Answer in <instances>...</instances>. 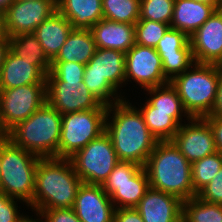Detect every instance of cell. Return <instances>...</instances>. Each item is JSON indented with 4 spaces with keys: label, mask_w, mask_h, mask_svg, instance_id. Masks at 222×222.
Listing matches in <instances>:
<instances>
[{
    "label": "cell",
    "mask_w": 222,
    "mask_h": 222,
    "mask_svg": "<svg viewBox=\"0 0 222 222\" xmlns=\"http://www.w3.org/2000/svg\"><path fill=\"white\" fill-rule=\"evenodd\" d=\"M197 197L208 203L222 205V168L212 181L197 193Z\"/></svg>",
    "instance_id": "36"
},
{
    "label": "cell",
    "mask_w": 222,
    "mask_h": 222,
    "mask_svg": "<svg viewBox=\"0 0 222 222\" xmlns=\"http://www.w3.org/2000/svg\"><path fill=\"white\" fill-rule=\"evenodd\" d=\"M69 159L81 181L95 185H103L120 162L106 132L90 141Z\"/></svg>",
    "instance_id": "9"
},
{
    "label": "cell",
    "mask_w": 222,
    "mask_h": 222,
    "mask_svg": "<svg viewBox=\"0 0 222 222\" xmlns=\"http://www.w3.org/2000/svg\"><path fill=\"white\" fill-rule=\"evenodd\" d=\"M56 11L57 0H15L5 11V27L8 37L33 33Z\"/></svg>",
    "instance_id": "13"
},
{
    "label": "cell",
    "mask_w": 222,
    "mask_h": 222,
    "mask_svg": "<svg viewBox=\"0 0 222 222\" xmlns=\"http://www.w3.org/2000/svg\"><path fill=\"white\" fill-rule=\"evenodd\" d=\"M139 83L145 89L168 83L162 61L155 48L134 44L125 53V81Z\"/></svg>",
    "instance_id": "12"
},
{
    "label": "cell",
    "mask_w": 222,
    "mask_h": 222,
    "mask_svg": "<svg viewBox=\"0 0 222 222\" xmlns=\"http://www.w3.org/2000/svg\"><path fill=\"white\" fill-rule=\"evenodd\" d=\"M182 202L174 195L150 187L135 209L144 222H182Z\"/></svg>",
    "instance_id": "19"
},
{
    "label": "cell",
    "mask_w": 222,
    "mask_h": 222,
    "mask_svg": "<svg viewBox=\"0 0 222 222\" xmlns=\"http://www.w3.org/2000/svg\"><path fill=\"white\" fill-rule=\"evenodd\" d=\"M84 72V64L68 61H51V68L46 76V82L79 84V82L83 81Z\"/></svg>",
    "instance_id": "32"
},
{
    "label": "cell",
    "mask_w": 222,
    "mask_h": 222,
    "mask_svg": "<svg viewBox=\"0 0 222 222\" xmlns=\"http://www.w3.org/2000/svg\"><path fill=\"white\" fill-rule=\"evenodd\" d=\"M73 27L58 10L42 22L33 32L45 54L52 61L59 53Z\"/></svg>",
    "instance_id": "22"
},
{
    "label": "cell",
    "mask_w": 222,
    "mask_h": 222,
    "mask_svg": "<svg viewBox=\"0 0 222 222\" xmlns=\"http://www.w3.org/2000/svg\"><path fill=\"white\" fill-rule=\"evenodd\" d=\"M197 63L222 65V13H214L189 37Z\"/></svg>",
    "instance_id": "17"
},
{
    "label": "cell",
    "mask_w": 222,
    "mask_h": 222,
    "mask_svg": "<svg viewBox=\"0 0 222 222\" xmlns=\"http://www.w3.org/2000/svg\"><path fill=\"white\" fill-rule=\"evenodd\" d=\"M222 154L218 151L191 163L193 190L198 193L219 173Z\"/></svg>",
    "instance_id": "31"
},
{
    "label": "cell",
    "mask_w": 222,
    "mask_h": 222,
    "mask_svg": "<svg viewBox=\"0 0 222 222\" xmlns=\"http://www.w3.org/2000/svg\"><path fill=\"white\" fill-rule=\"evenodd\" d=\"M115 209L102 185L81 184L73 207L81 222H113Z\"/></svg>",
    "instance_id": "18"
},
{
    "label": "cell",
    "mask_w": 222,
    "mask_h": 222,
    "mask_svg": "<svg viewBox=\"0 0 222 222\" xmlns=\"http://www.w3.org/2000/svg\"><path fill=\"white\" fill-rule=\"evenodd\" d=\"M172 141L190 163L217 152L213 132L204 118L181 124Z\"/></svg>",
    "instance_id": "15"
},
{
    "label": "cell",
    "mask_w": 222,
    "mask_h": 222,
    "mask_svg": "<svg viewBox=\"0 0 222 222\" xmlns=\"http://www.w3.org/2000/svg\"><path fill=\"white\" fill-rule=\"evenodd\" d=\"M144 168L151 188L181 201L197 196L193 190L191 163L172 140L158 141Z\"/></svg>",
    "instance_id": "3"
},
{
    "label": "cell",
    "mask_w": 222,
    "mask_h": 222,
    "mask_svg": "<svg viewBox=\"0 0 222 222\" xmlns=\"http://www.w3.org/2000/svg\"><path fill=\"white\" fill-rule=\"evenodd\" d=\"M45 102H47L46 84L0 89V117L3 127L9 132Z\"/></svg>",
    "instance_id": "11"
},
{
    "label": "cell",
    "mask_w": 222,
    "mask_h": 222,
    "mask_svg": "<svg viewBox=\"0 0 222 222\" xmlns=\"http://www.w3.org/2000/svg\"><path fill=\"white\" fill-rule=\"evenodd\" d=\"M62 115L45 102L30 117L8 132L16 146L40 158H59Z\"/></svg>",
    "instance_id": "4"
},
{
    "label": "cell",
    "mask_w": 222,
    "mask_h": 222,
    "mask_svg": "<svg viewBox=\"0 0 222 222\" xmlns=\"http://www.w3.org/2000/svg\"><path fill=\"white\" fill-rule=\"evenodd\" d=\"M14 200L18 199L0 193V222H27L30 219L18 213V206Z\"/></svg>",
    "instance_id": "35"
},
{
    "label": "cell",
    "mask_w": 222,
    "mask_h": 222,
    "mask_svg": "<svg viewBox=\"0 0 222 222\" xmlns=\"http://www.w3.org/2000/svg\"><path fill=\"white\" fill-rule=\"evenodd\" d=\"M107 109L83 110L62 115L59 158L69 159L105 132Z\"/></svg>",
    "instance_id": "8"
},
{
    "label": "cell",
    "mask_w": 222,
    "mask_h": 222,
    "mask_svg": "<svg viewBox=\"0 0 222 222\" xmlns=\"http://www.w3.org/2000/svg\"><path fill=\"white\" fill-rule=\"evenodd\" d=\"M135 44L156 48L159 40L170 28L169 24L139 19L135 24Z\"/></svg>",
    "instance_id": "33"
},
{
    "label": "cell",
    "mask_w": 222,
    "mask_h": 222,
    "mask_svg": "<svg viewBox=\"0 0 222 222\" xmlns=\"http://www.w3.org/2000/svg\"><path fill=\"white\" fill-rule=\"evenodd\" d=\"M47 102L61 115L91 109H107L86 87L85 83L46 82Z\"/></svg>",
    "instance_id": "14"
},
{
    "label": "cell",
    "mask_w": 222,
    "mask_h": 222,
    "mask_svg": "<svg viewBox=\"0 0 222 222\" xmlns=\"http://www.w3.org/2000/svg\"><path fill=\"white\" fill-rule=\"evenodd\" d=\"M113 222H144L135 208L115 209Z\"/></svg>",
    "instance_id": "39"
},
{
    "label": "cell",
    "mask_w": 222,
    "mask_h": 222,
    "mask_svg": "<svg viewBox=\"0 0 222 222\" xmlns=\"http://www.w3.org/2000/svg\"><path fill=\"white\" fill-rule=\"evenodd\" d=\"M216 9L213 4L194 0H175L170 27L190 37Z\"/></svg>",
    "instance_id": "23"
},
{
    "label": "cell",
    "mask_w": 222,
    "mask_h": 222,
    "mask_svg": "<svg viewBox=\"0 0 222 222\" xmlns=\"http://www.w3.org/2000/svg\"><path fill=\"white\" fill-rule=\"evenodd\" d=\"M218 10L222 13V3H221V5L218 7Z\"/></svg>",
    "instance_id": "48"
},
{
    "label": "cell",
    "mask_w": 222,
    "mask_h": 222,
    "mask_svg": "<svg viewBox=\"0 0 222 222\" xmlns=\"http://www.w3.org/2000/svg\"><path fill=\"white\" fill-rule=\"evenodd\" d=\"M9 50L17 57L32 61V64L36 65L46 76L50 72L51 60L33 33L10 37Z\"/></svg>",
    "instance_id": "27"
},
{
    "label": "cell",
    "mask_w": 222,
    "mask_h": 222,
    "mask_svg": "<svg viewBox=\"0 0 222 222\" xmlns=\"http://www.w3.org/2000/svg\"><path fill=\"white\" fill-rule=\"evenodd\" d=\"M8 140V131L3 127L2 120L0 117V143Z\"/></svg>",
    "instance_id": "43"
},
{
    "label": "cell",
    "mask_w": 222,
    "mask_h": 222,
    "mask_svg": "<svg viewBox=\"0 0 222 222\" xmlns=\"http://www.w3.org/2000/svg\"><path fill=\"white\" fill-rule=\"evenodd\" d=\"M209 116H222V65H219V82L216 99Z\"/></svg>",
    "instance_id": "40"
},
{
    "label": "cell",
    "mask_w": 222,
    "mask_h": 222,
    "mask_svg": "<svg viewBox=\"0 0 222 222\" xmlns=\"http://www.w3.org/2000/svg\"><path fill=\"white\" fill-rule=\"evenodd\" d=\"M102 186L116 209L135 208L150 188L144 167L132 162L121 161Z\"/></svg>",
    "instance_id": "10"
},
{
    "label": "cell",
    "mask_w": 222,
    "mask_h": 222,
    "mask_svg": "<svg viewBox=\"0 0 222 222\" xmlns=\"http://www.w3.org/2000/svg\"><path fill=\"white\" fill-rule=\"evenodd\" d=\"M128 102L122 99L108 106L105 132L119 161L144 167L158 139L149 131L140 110Z\"/></svg>",
    "instance_id": "1"
},
{
    "label": "cell",
    "mask_w": 222,
    "mask_h": 222,
    "mask_svg": "<svg viewBox=\"0 0 222 222\" xmlns=\"http://www.w3.org/2000/svg\"><path fill=\"white\" fill-rule=\"evenodd\" d=\"M155 49L160 55L163 73L169 82L195 63L189 37L177 29L170 27Z\"/></svg>",
    "instance_id": "16"
},
{
    "label": "cell",
    "mask_w": 222,
    "mask_h": 222,
    "mask_svg": "<svg viewBox=\"0 0 222 222\" xmlns=\"http://www.w3.org/2000/svg\"><path fill=\"white\" fill-rule=\"evenodd\" d=\"M218 82L219 65L197 62L170 81L191 118L209 116L216 99Z\"/></svg>",
    "instance_id": "5"
},
{
    "label": "cell",
    "mask_w": 222,
    "mask_h": 222,
    "mask_svg": "<svg viewBox=\"0 0 222 222\" xmlns=\"http://www.w3.org/2000/svg\"><path fill=\"white\" fill-rule=\"evenodd\" d=\"M38 219H33V218H30L27 222H41V221H37Z\"/></svg>",
    "instance_id": "46"
},
{
    "label": "cell",
    "mask_w": 222,
    "mask_h": 222,
    "mask_svg": "<svg viewBox=\"0 0 222 222\" xmlns=\"http://www.w3.org/2000/svg\"><path fill=\"white\" fill-rule=\"evenodd\" d=\"M90 30L97 48L114 49L126 53L135 44L134 24L102 18Z\"/></svg>",
    "instance_id": "21"
},
{
    "label": "cell",
    "mask_w": 222,
    "mask_h": 222,
    "mask_svg": "<svg viewBox=\"0 0 222 222\" xmlns=\"http://www.w3.org/2000/svg\"><path fill=\"white\" fill-rule=\"evenodd\" d=\"M140 107L145 124L158 141L172 140L182 123L183 112L155 111L148 101ZM181 120V121H180Z\"/></svg>",
    "instance_id": "26"
},
{
    "label": "cell",
    "mask_w": 222,
    "mask_h": 222,
    "mask_svg": "<svg viewBox=\"0 0 222 222\" xmlns=\"http://www.w3.org/2000/svg\"><path fill=\"white\" fill-rule=\"evenodd\" d=\"M39 215L45 219L41 222H81L73 208L45 209Z\"/></svg>",
    "instance_id": "37"
},
{
    "label": "cell",
    "mask_w": 222,
    "mask_h": 222,
    "mask_svg": "<svg viewBox=\"0 0 222 222\" xmlns=\"http://www.w3.org/2000/svg\"><path fill=\"white\" fill-rule=\"evenodd\" d=\"M0 36H8L5 27V11L0 9Z\"/></svg>",
    "instance_id": "42"
},
{
    "label": "cell",
    "mask_w": 222,
    "mask_h": 222,
    "mask_svg": "<svg viewBox=\"0 0 222 222\" xmlns=\"http://www.w3.org/2000/svg\"><path fill=\"white\" fill-rule=\"evenodd\" d=\"M194 1L203 2L206 4H213L217 9L222 3V0H194Z\"/></svg>",
    "instance_id": "45"
},
{
    "label": "cell",
    "mask_w": 222,
    "mask_h": 222,
    "mask_svg": "<svg viewBox=\"0 0 222 222\" xmlns=\"http://www.w3.org/2000/svg\"><path fill=\"white\" fill-rule=\"evenodd\" d=\"M145 91L149 92L152 96L147 101L155 107V111L184 112V116H187L186 120L189 121L191 119L187 114L175 87L170 82L145 89Z\"/></svg>",
    "instance_id": "29"
},
{
    "label": "cell",
    "mask_w": 222,
    "mask_h": 222,
    "mask_svg": "<svg viewBox=\"0 0 222 222\" xmlns=\"http://www.w3.org/2000/svg\"><path fill=\"white\" fill-rule=\"evenodd\" d=\"M175 0H140V17L155 22L171 24Z\"/></svg>",
    "instance_id": "34"
},
{
    "label": "cell",
    "mask_w": 222,
    "mask_h": 222,
    "mask_svg": "<svg viewBox=\"0 0 222 222\" xmlns=\"http://www.w3.org/2000/svg\"><path fill=\"white\" fill-rule=\"evenodd\" d=\"M83 82L103 105L110 106L121 101L123 97L117 95V90L120 84L122 87V83H126L125 53L114 49L97 48L85 65Z\"/></svg>",
    "instance_id": "7"
},
{
    "label": "cell",
    "mask_w": 222,
    "mask_h": 222,
    "mask_svg": "<svg viewBox=\"0 0 222 222\" xmlns=\"http://www.w3.org/2000/svg\"><path fill=\"white\" fill-rule=\"evenodd\" d=\"M103 18L135 24L140 17V0H102Z\"/></svg>",
    "instance_id": "30"
},
{
    "label": "cell",
    "mask_w": 222,
    "mask_h": 222,
    "mask_svg": "<svg viewBox=\"0 0 222 222\" xmlns=\"http://www.w3.org/2000/svg\"><path fill=\"white\" fill-rule=\"evenodd\" d=\"M30 84H46V75L32 61L7 51L0 69V89Z\"/></svg>",
    "instance_id": "20"
},
{
    "label": "cell",
    "mask_w": 222,
    "mask_h": 222,
    "mask_svg": "<svg viewBox=\"0 0 222 222\" xmlns=\"http://www.w3.org/2000/svg\"><path fill=\"white\" fill-rule=\"evenodd\" d=\"M91 30L72 29L59 53L52 61L77 62L86 65L96 52Z\"/></svg>",
    "instance_id": "25"
},
{
    "label": "cell",
    "mask_w": 222,
    "mask_h": 222,
    "mask_svg": "<svg viewBox=\"0 0 222 222\" xmlns=\"http://www.w3.org/2000/svg\"><path fill=\"white\" fill-rule=\"evenodd\" d=\"M0 171H1V143H0Z\"/></svg>",
    "instance_id": "47"
},
{
    "label": "cell",
    "mask_w": 222,
    "mask_h": 222,
    "mask_svg": "<svg viewBox=\"0 0 222 222\" xmlns=\"http://www.w3.org/2000/svg\"><path fill=\"white\" fill-rule=\"evenodd\" d=\"M9 39L8 36H0V69L3 65L5 55L9 50Z\"/></svg>",
    "instance_id": "41"
},
{
    "label": "cell",
    "mask_w": 222,
    "mask_h": 222,
    "mask_svg": "<svg viewBox=\"0 0 222 222\" xmlns=\"http://www.w3.org/2000/svg\"><path fill=\"white\" fill-rule=\"evenodd\" d=\"M182 222H222V205L194 196L182 202Z\"/></svg>",
    "instance_id": "28"
},
{
    "label": "cell",
    "mask_w": 222,
    "mask_h": 222,
    "mask_svg": "<svg viewBox=\"0 0 222 222\" xmlns=\"http://www.w3.org/2000/svg\"><path fill=\"white\" fill-rule=\"evenodd\" d=\"M15 0H0V9L6 11Z\"/></svg>",
    "instance_id": "44"
},
{
    "label": "cell",
    "mask_w": 222,
    "mask_h": 222,
    "mask_svg": "<svg viewBox=\"0 0 222 222\" xmlns=\"http://www.w3.org/2000/svg\"><path fill=\"white\" fill-rule=\"evenodd\" d=\"M83 182L75 173L70 159L40 158L35 172L32 209L73 208Z\"/></svg>",
    "instance_id": "2"
},
{
    "label": "cell",
    "mask_w": 222,
    "mask_h": 222,
    "mask_svg": "<svg viewBox=\"0 0 222 222\" xmlns=\"http://www.w3.org/2000/svg\"><path fill=\"white\" fill-rule=\"evenodd\" d=\"M39 159L9 139L1 143L0 193L22 200L32 208Z\"/></svg>",
    "instance_id": "6"
},
{
    "label": "cell",
    "mask_w": 222,
    "mask_h": 222,
    "mask_svg": "<svg viewBox=\"0 0 222 222\" xmlns=\"http://www.w3.org/2000/svg\"><path fill=\"white\" fill-rule=\"evenodd\" d=\"M204 119L213 132L217 151L222 154V116H206Z\"/></svg>",
    "instance_id": "38"
},
{
    "label": "cell",
    "mask_w": 222,
    "mask_h": 222,
    "mask_svg": "<svg viewBox=\"0 0 222 222\" xmlns=\"http://www.w3.org/2000/svg\"><path fill=\"white\" fill-rule=\"evenodd\" d=\"M57 10L73 29L90 30L103 18L102 0H57Z\"/></svg>",
    "instance_id": "24"
}]
</instances>
